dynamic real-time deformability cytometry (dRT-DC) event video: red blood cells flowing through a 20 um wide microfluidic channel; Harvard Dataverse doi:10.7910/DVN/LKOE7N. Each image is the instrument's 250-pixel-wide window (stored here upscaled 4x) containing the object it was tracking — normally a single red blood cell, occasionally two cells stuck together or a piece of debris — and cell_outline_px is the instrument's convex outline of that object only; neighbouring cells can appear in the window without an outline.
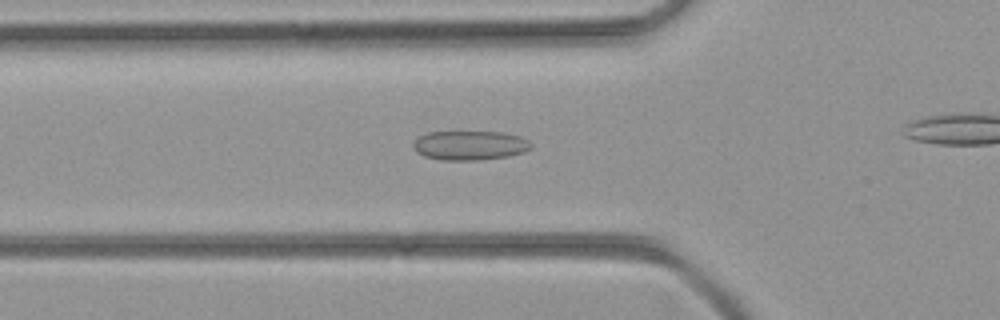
{"species": "common noctule bat (a hibernating species)", "species_latin": "Nyctalus noctula", "temperature_condition": "room temperature", "stored_images_in_passage": 37, "camera_frame_rate_fps": 3000, "um_per_image_px": 0.085, "animal": {"sex": "female", "body_mass_g": 21.9}, "frame": {"image": 1, "passage_image": 16, "time_ms": 5.0, "image_size_px": [1000, 320], "cell_outline_px": [[532, 148], [524, 152], [508, 156], [476, 160], [440, 160], [424, 156], [416, 152], [412, 148], [412, 144], [420, 136], [428, 132], [504, 132], [520, 136], [528, 140], [532, 144]], "centroid_in_image_um": [39.94, 12.36], "position_along_channel_um": 85.9, "area_um2": 20.23}}
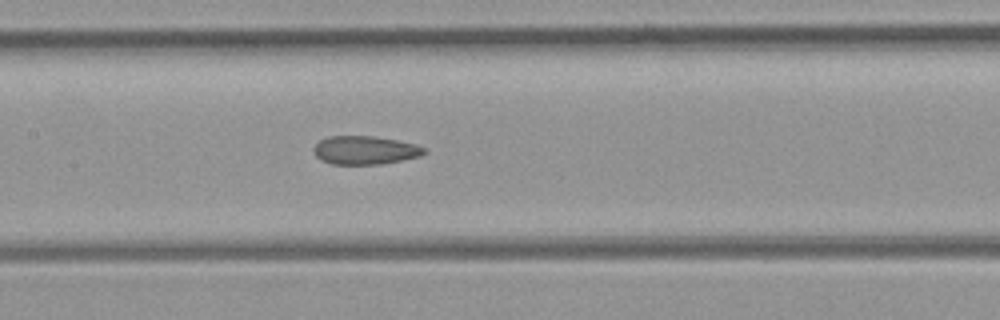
{"frame": {"image": 2, "passage_image": 22, "time_ms": 7.0, "image_size_px": [1000, 320], "cell_outline_px": [[428, 152], [420, 156], [380, 164], [332, 164], [320, 160], [316, 156], [312, 148], [320, 140], [328, 136], [372, 136], [396, 140], [416, 144], [424, 148]], "centroid_in_image_um": [31.0, 12.76], "position_along_channel_um": 176.4, "area_um2": 18.26}}
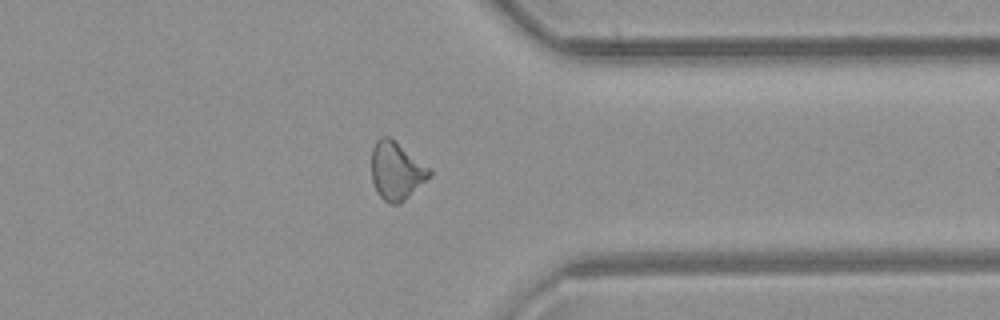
{"frame": {"image": 3, "passage_image": 36, "time_ms": 11.667, "image_size_px": [1000, 320], "cell_outline_px": [[432, 172], [400, 204], [392, 204], [384, 200], [376, 192], [372, 180], [372, 148], [376, 140], [380, 136], [388, 136], [432, 168]], "centroid_in_image_um": [33.67, 14.5], "position_along_channel_um": 377.7, "area_um2": 19.31}}